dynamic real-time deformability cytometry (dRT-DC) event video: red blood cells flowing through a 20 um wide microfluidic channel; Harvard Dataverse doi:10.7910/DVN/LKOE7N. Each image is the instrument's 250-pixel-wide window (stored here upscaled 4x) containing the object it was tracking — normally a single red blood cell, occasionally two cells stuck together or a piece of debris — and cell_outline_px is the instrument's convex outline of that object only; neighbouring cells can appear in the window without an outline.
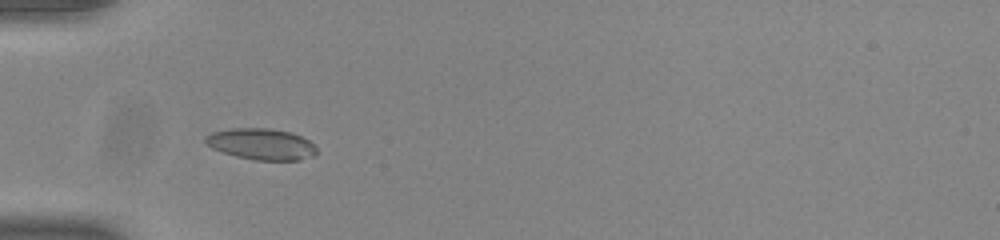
{"species": "common noctule bat (a hibernating species)", "species_latin": "Nyctalus noctula", "temperature_condition": "room temperature", "stored_images_in_passage": 47, "camera_frame_rate_fps": 3000, "um_per_image_px": 0.085, "animal": {"sex": "male", "body_mass_g": 20.0, "forearm_length_mm": 53.3}, "frame": {"image": 1, "passage_image": 11, "time_ms": 3.333, "image_size_px": [1000, 240], "cell_outline_px": [[316, 152], [312, 156], [300, 160], [256, 160], [236, 156], [212, 148], [204, 140], [204, 136], [212, 132], [232, 128], [268, 128], [292, 132], [316, 144]], "centroid_in_image_um": [22.22, 12.24], "position_along_channel_um": 62.8, "area_um2": 20.23}}
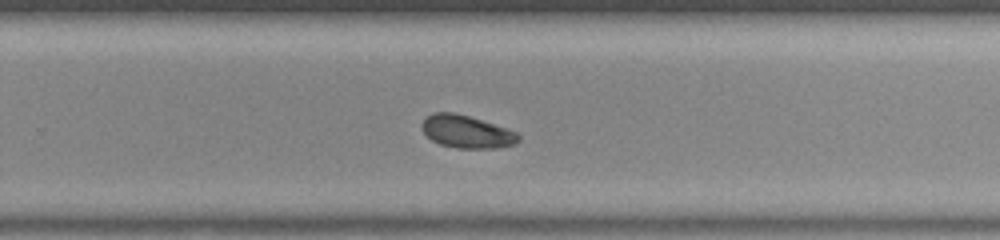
{"frame": {"image": 2, "passage_image": 29, "time_ms": 9.333, "image_size_px": [1000, 240], "cell_outline_px": [[520, 140], [516, 144], [496, 148], [456, 148], [440, 144], [432, 140], [424, 132], [420, 124], [432, 112], [452, 112], [468, 116], [508, 128], [516, 132], [520, 136]], "centroid_in_image_um": [39.69, 11.2], "position_along_channel_um": 290.1, "area_um2": 18.38}}
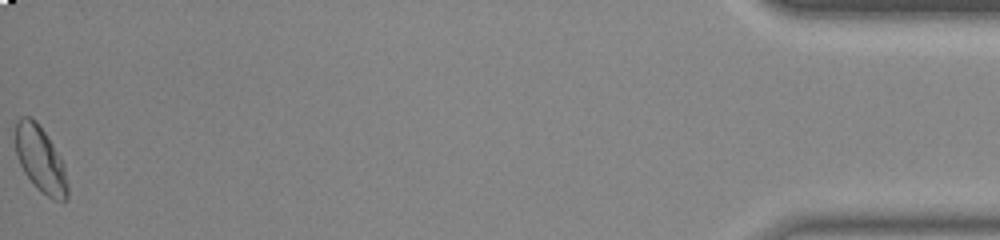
{"frame": {"image": 3, "passage_image": 47, "time_ms": 15.333, "image_size_px": [1000, 240], "cell_outline_px": [[68, 200], [52, 200], [36, 188], [24, 172], [16, 156], [16, 120], [20, 116], [28, 116], [36, 120], [60, 156], [64, 164], [68, 184]], "centroid_in_image_um": [3.44, 13.57], "position_along_channel_um": 431.8, "area_um2": 20.11}, "authors_computed_cell_mechanics": {"area_um2": 18.7272, "velocity_mm_per_s": 3.8647, "shape_relaxation_time_tau1_ms": 3.3758, "shape_relaxation_time_tau2_ms": null, "deformation_change_tau1": 0.0711, "deformation_change_tau2": null}}